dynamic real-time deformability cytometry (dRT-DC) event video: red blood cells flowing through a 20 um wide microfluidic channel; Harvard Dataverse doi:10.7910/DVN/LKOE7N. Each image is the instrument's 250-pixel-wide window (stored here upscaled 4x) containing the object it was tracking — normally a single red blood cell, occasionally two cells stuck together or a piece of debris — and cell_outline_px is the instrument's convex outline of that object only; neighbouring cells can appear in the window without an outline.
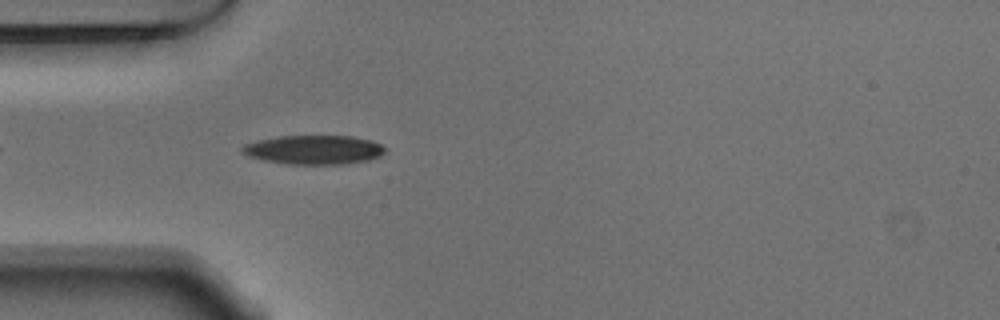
{"species": "Egyptian fruit bat (a non-hibernating species)", "species_latin": "Rousettus aegyptiacus", "temperature_condition": "warm", "stored_images_in_passage": 24, "camera_frame_rate_fps": 3000, "um_per_image_px": 0.085, "animal": {"sex": "male"}, "frame": {"image": 1, "passage_image": 4, "time_ms": 1.0, "image_size_px": [1000, 320], "cell_outline_px": [[384, 152], [380, 156], [368, 160], [340, 164], [288, 164], [264, 160], [248, 156], [240, 152], [240, 148], [244, 144], [256, 140], [280, 136], [352, 136], [372, 140], [380, 144], [384, 148]], "centroid_in_image_um": [26.63, 12.72], "position_along_channel_um": 58.4, "area_um2": 24.22}}
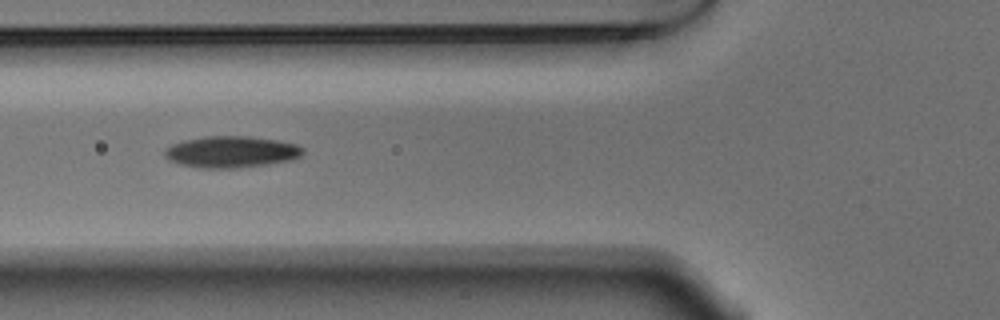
{"frame": {"image": 2, "passage_image": 8, "time_ms": 2.333, "image_size_px": [1000, 320], "cell_outline_px": [[304, 152], [300, 156], [288, 160], [268, 164], [232, 168], [204, 168], [180, 164], [168, 160], [164, 156], [164, 148], [172, 144], [184, 140], [204, 136], [252, 136], [276, 140], [296, 144], [304, 148]], "centroid_in_image_um": [19.62, 12.9], "position_along_channel_um": 106.2, "area_um2": 25.37}}